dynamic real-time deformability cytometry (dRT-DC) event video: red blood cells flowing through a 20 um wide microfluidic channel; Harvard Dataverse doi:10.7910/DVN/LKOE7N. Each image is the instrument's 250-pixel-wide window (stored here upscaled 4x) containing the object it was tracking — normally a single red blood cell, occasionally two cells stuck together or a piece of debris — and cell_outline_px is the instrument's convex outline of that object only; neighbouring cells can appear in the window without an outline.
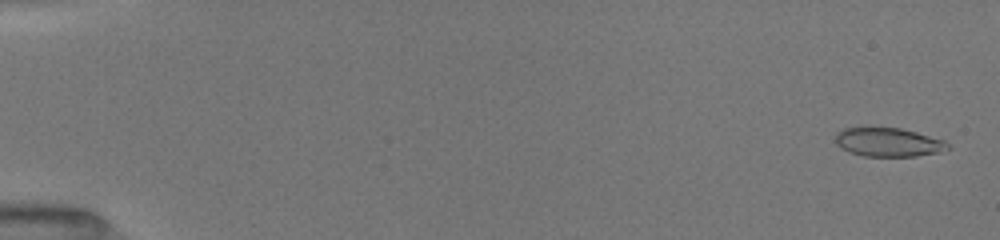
{"species": "common noctule bat (a hibernating species)", "species_latin": "Nyctalus noctula", "temperature_condition": "room temperature", "stored_images_in_passage": 40, "camera_frame_rate_fps": 3000, "um_per_image_px": 0.085, "animal": {"sex": "female", "body_mass_g": 19.5, "forearm_length_mm": 54.1}, "frame": {"image": 1, "passage_image": 3, "time_ms": 0.333, "image_size_px": [1000, 240], "cell_outline_px": [[952, 148], [936, 152], [916, 156], [864, 156], [848, 152], [836, 144], [836, 132], [844, 128], [900, 128], [916, 132], [944, 140]], "centroid_in_image_um": [75.49, 12.09], "position_along_channel_um": 9.5, "area_um2": 18.67}}
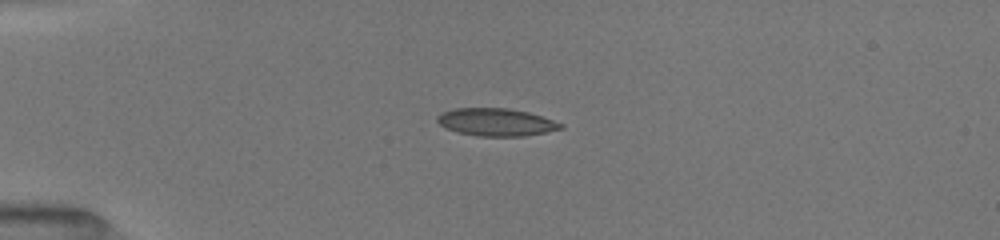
{"frame": {"image": 2, "passage_image": 25, "time_ms": 4.333, "image_size_px": [1000, 240], "cell_outline_px": [[564, 128], [524, 136], [476, 136], [456, 132], [440, 124], [436, 120], [436, 116], [444, 112], [456, 108], [508, 108], [528, 112], [564, 124]], "centroid_in_image_um": [42.16, 10.38], "position_along_channel_um": 42.8, "area_um2": 19.71}}
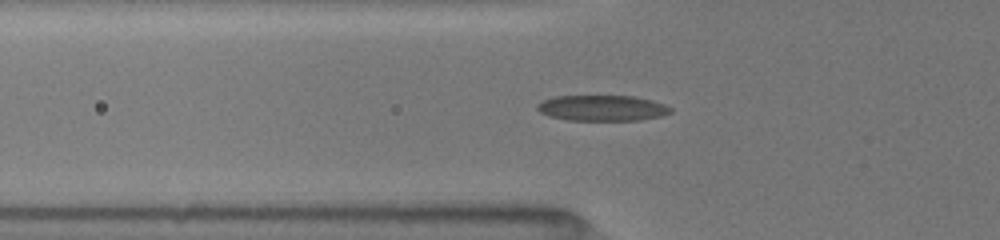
{"frame": {"image": 3, "passage_image": 35, "time_ms": 6.0, "image_size_px": [1000, 240], "cell_outline_px": [[672, 112], [660, 116], [640, 120], [568, 120], [548, 116], [540, 112], [536, 108], [536, 104], [544, 100], [556, 96], [636, 96], [652, 100], [664, 104], [672, 108]], "centroid_in_image_um": [51.19, 9.18], "position_along_channel_um": 74.6, "area_um2": 20.0}}